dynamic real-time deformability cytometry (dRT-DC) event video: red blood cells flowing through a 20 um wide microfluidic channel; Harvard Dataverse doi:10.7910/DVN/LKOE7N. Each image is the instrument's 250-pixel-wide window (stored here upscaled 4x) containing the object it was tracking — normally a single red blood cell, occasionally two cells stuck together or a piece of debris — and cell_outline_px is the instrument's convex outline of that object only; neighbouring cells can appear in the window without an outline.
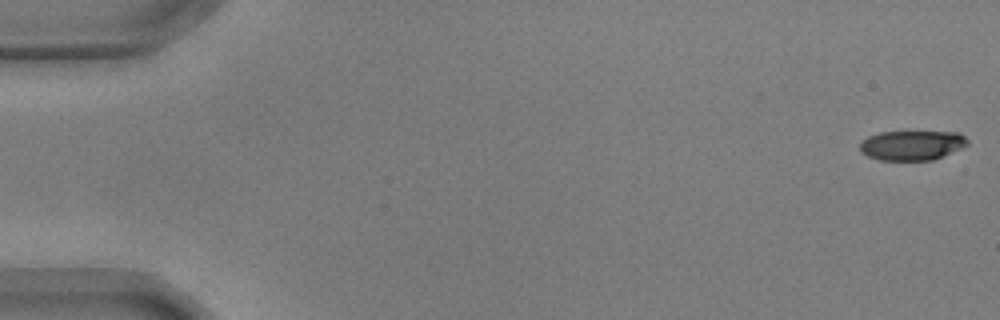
{"species": "common noctule bat (a hibernating species)", "species_latin": "Nyctalus noctula", "temperature_condition": "warm", "stored_images_in_passage": 56, "camera_frame_rate_fps": 3000, "um_per_image_px": 0.085, "animal": {"sex": "male", "body_mass_g": 17.9, "forearm_length_mm": 54.2}, "frame": {"image": 1, "passage_image": 1, "time_ms": 0.0, "image_size_px": [1000, 320], "cell_outline_px": [[968, 144], [960, 148], [932, 160], [880, 160], [868, 156], [860, 152], [860, 144], [868, 136], [880, 132], [960, 132], [968, 140]], "centroid_in_image_um": [77.5, 12.34], "position_along_channel_um": 7.5, "area_um2": 18.44}}
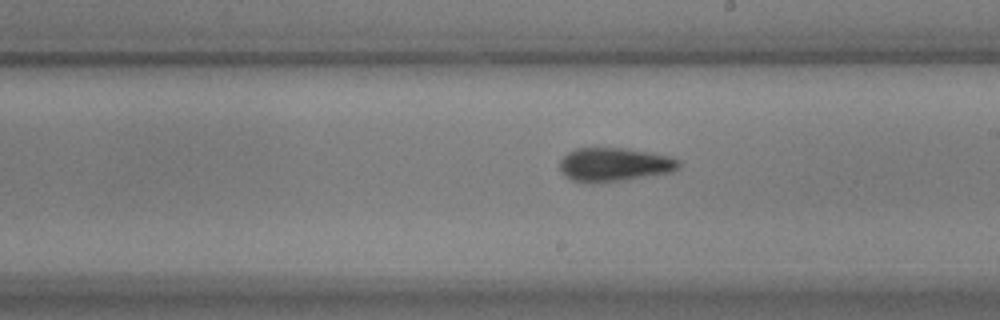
{"frame": {"image": 2, "passage_image": 32, "time_ms": 10.333, "image_size_px": [1000, 320], "cell_outline_px": [[680, 168], [672, 172], [624, 180], [588, 184], [572, 180], [564, 176], [560, 172], [560, 160], [568, 152], [576, 148], [628, 148], [652, 152], [668, 156], [680, 160]], "centroid_in_image_um": [52.21, 13.99], "position_along_channel_um": 236.8, "area_um2": 23.76}}
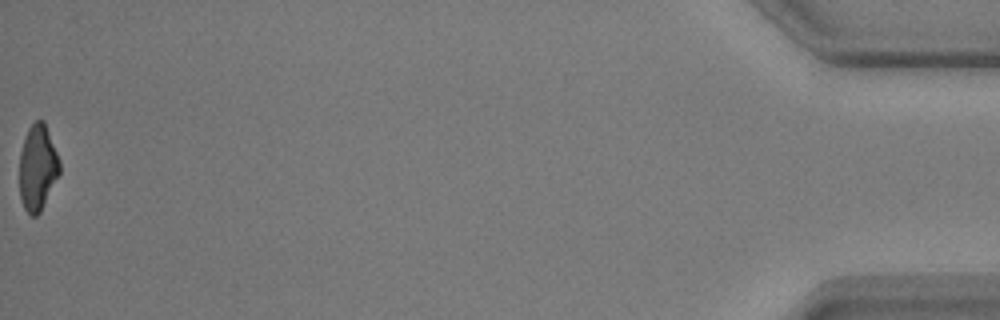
{"frame": {"image": 3, "passage_image": 56, "time_ms": 18.333, "image_size_px": [1000, 320], "cell_outline_px": [[60, 172], [40, 212], [36, 216], [32, 216], [24, 208], [20, 196], [20, 152], [24, 136], [28, 128], [36, 120], [44, 120], [60, 160]], "centroid_in_image_um": [3.2, 14.22], "position_along_channel_um": 432.0, "area_um2": 20.0}, "authors_computed_cell_mechanics": {"area_um2": 21.9929, "velocity_mm_per_s": 3.6409, "shape_relaxation_time_tau1_ms": 8.7032, "shape_relaxation_time_tau2_ms": 3.327, "deformation_change_tau1": 0.2371, "deformation_change_tau2": 0.117}}